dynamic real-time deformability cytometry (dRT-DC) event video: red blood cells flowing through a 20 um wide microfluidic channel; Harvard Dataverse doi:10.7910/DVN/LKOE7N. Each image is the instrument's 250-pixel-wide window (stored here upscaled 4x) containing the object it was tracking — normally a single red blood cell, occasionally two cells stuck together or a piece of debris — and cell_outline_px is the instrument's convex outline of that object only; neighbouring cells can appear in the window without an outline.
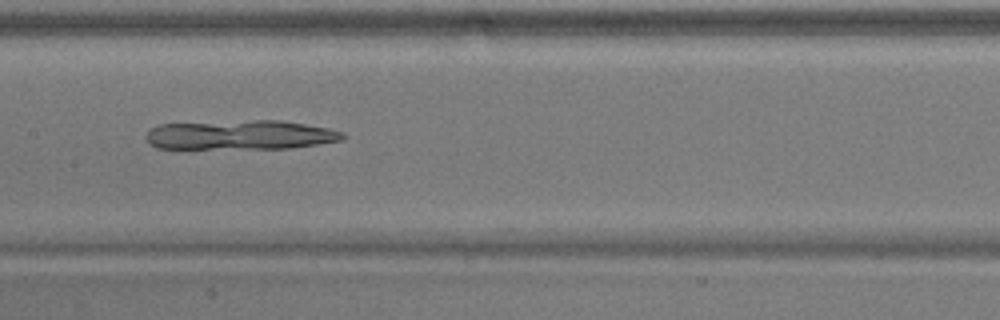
{"species": "common noctule bat (a hibernating species)", "species_latin": "Nyctalus noctula", "temperature_condition": "warm", "stored_images_in_passage": 41, "camera_frame_rate_fps": 3000, "um_per_image_px": 0.085, "animal": {"sex": "male", "body_mass_g": 17.9}, "frame": {"image": 1, "passage_image": 16, "time_ms": 5.0, "image_size_px": [1000, 320], "cell_outline_px": [[344, 136], [340, 140], [316, 144], [288, 148], [156, 148], [144, 136], [152, 128], [160, 124], [256, 120], [280, 120], [328, 128], [344, 132]], "centroid_in_image_um": [20.42, 11.46], "position_along_channel_um": 187.0, "area_um2": 33.23}}